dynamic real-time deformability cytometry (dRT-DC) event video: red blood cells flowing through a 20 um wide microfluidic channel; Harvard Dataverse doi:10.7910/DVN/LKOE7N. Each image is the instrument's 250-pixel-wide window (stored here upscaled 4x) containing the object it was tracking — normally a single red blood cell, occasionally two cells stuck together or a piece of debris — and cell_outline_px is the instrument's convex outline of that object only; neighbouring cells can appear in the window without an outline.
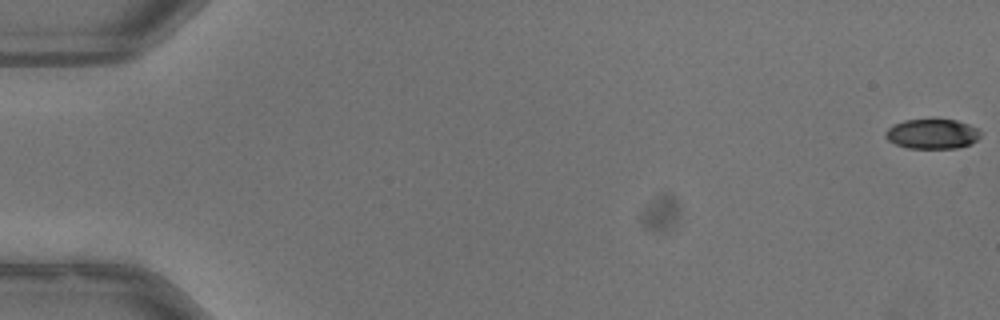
{"species": "common noctule bat (a hibernating species)", "species_latin": "Nyctalus noctula", "temperature_condition": "warm", "stored_images_in_passage": 49, "camera_frame_rate_fps": 3000, "um_per_image_px": 0.085, "animal": {"sex": "male", "body_mass_g": 13.3}, "frame": {"image": 1, "passage_image": 1, "time_ms": 0.0, "image_size_px": [1000, 320], "cell_outline_px": [[980, 136], [976, 140], [968, 144], [956, 148], [908, 148], [896, 144], [888, 140], [884, 136], [884, 132], [892, 124], [904, 120], [956, 120], [968, 124], [976, 128], [980, 132]], "centroid_in_image_um": [79.19, 11.38], "position_along_channel_um": 5.8, "area_um2": 16.36}}
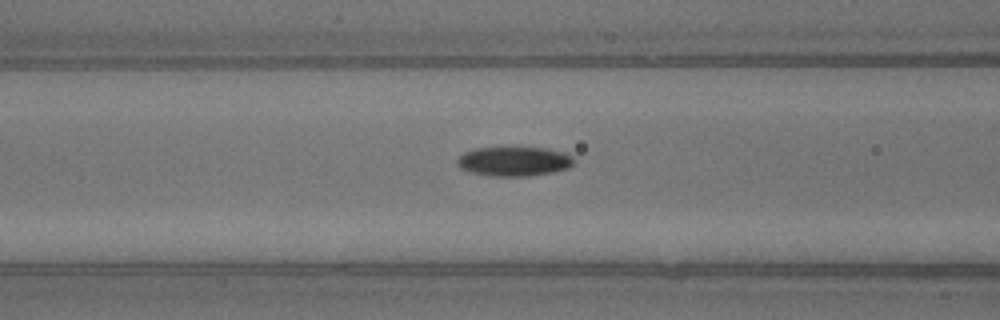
{"frame": {"image": 2, "passage_image": 23, "time_ms": 7.333, "image_size_px": [1000, 320], "cell_outline_px": [[576, 160], [568, 168], [552, 172], [528, 176], [488, 176], [468, 172], [460, 168], [456, 164], [456, 160], [464, 152], [476, 148], [548, 148], [564, 152], [572, 156]], "centroid_in_image_um": [43.68, 13.72], "position_along_channel_um": 122.9, "area_um2": 20.11}}
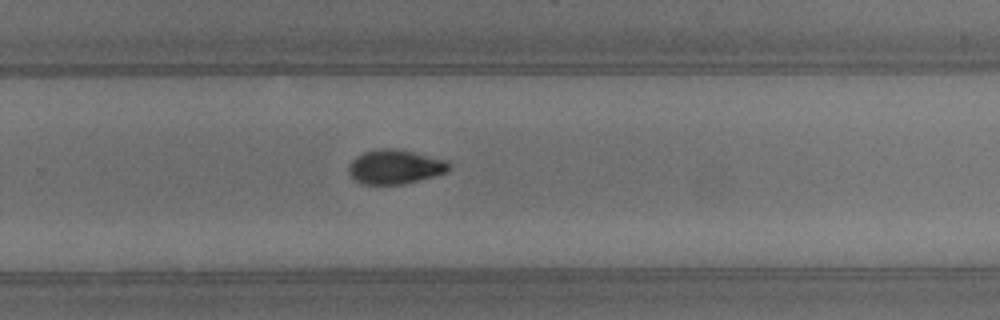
{"frame": {"image": 3, "passage_image": 36, "time_ms": 11.667, "image_size_px": [1000, 320], "cell_outline_px": [[452, 168], [448, 172], [404, 184], [364, 184], [356, 180], [348, 172], [348, 168], [352, 160], [356, 156], [364, 152], [380, 148], [392, 148], [412, 152], [448, 160]], "centroid_in_image_um": [33.61, 14.18], "position_along_channel_um": 296.2, "area_um2": 20.0}}